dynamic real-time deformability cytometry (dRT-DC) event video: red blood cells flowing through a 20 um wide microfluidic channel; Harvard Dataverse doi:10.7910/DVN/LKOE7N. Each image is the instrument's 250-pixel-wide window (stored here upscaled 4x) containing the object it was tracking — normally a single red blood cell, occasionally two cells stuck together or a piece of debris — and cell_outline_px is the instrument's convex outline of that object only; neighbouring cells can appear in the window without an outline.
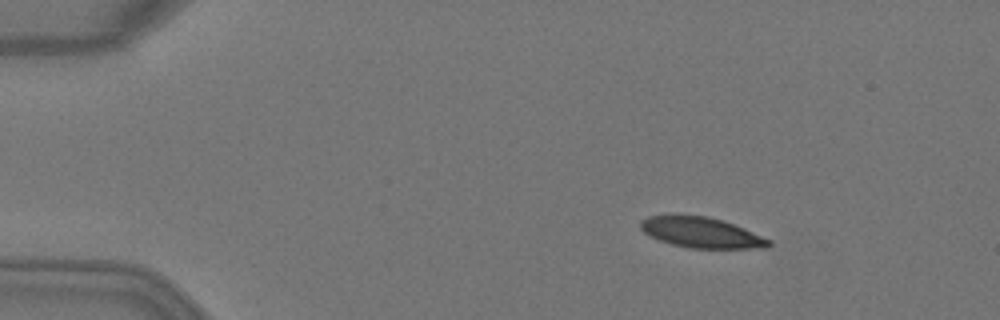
{"species": "Egyptian fruit bat (a non-hibernating species)", "species_latin": "Rousettus aegyptiacus", "temperature_condition": "warm", "stored_images_in_passage": 5, "camera_frame_rate_fps": 3000, "um_per_image_px": 0.085, "animal": {"sex": "female"}, "frame": {"image": 1, "passage_image": 3, "time_ms": 0.667, "image_size_px": [1000, 320], "cell_outline_px": [[772, 244], [768, 248], [688, 248], [672, 244], [660, 240], [644, 232], [640, 228], [640, 220], [648, 216], [672, 212], [708, 216], [744, 228], [772, 240]], "centroid_in_image_um": [59.57, 19.73], "position_along_channel_um": 25.4, "area_um2": 23.35}}
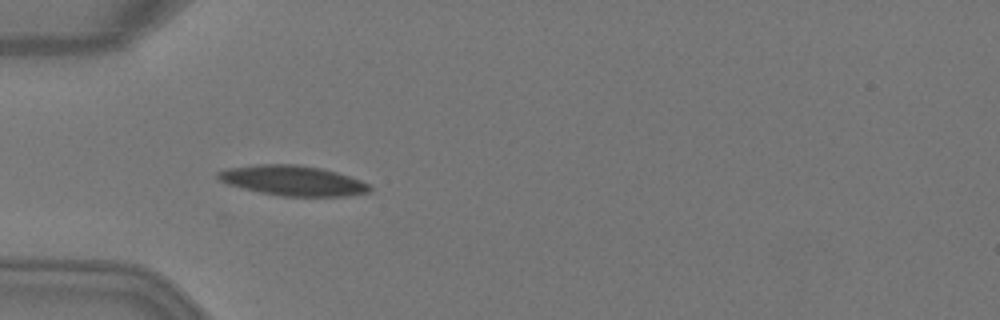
{"frame": {"image": 2, "passage_image": 5, "time_ms": 1.333, "image_size_px": [1000, 320], "cell_outline_px": [[372, 188], [368, 192], [348, 196], [280, 196], [260, 192], [228, 184], [220, 180], [216, 176], [216, 172], [228, 168], [260, 164], [296, 164], [320, 168], [336, 172], [360, 180], [368, 184]], "centroid_in_image_um": [24.88, 15.35], "position_along_channel_um": 60.1, "area_um2": 26.36}}